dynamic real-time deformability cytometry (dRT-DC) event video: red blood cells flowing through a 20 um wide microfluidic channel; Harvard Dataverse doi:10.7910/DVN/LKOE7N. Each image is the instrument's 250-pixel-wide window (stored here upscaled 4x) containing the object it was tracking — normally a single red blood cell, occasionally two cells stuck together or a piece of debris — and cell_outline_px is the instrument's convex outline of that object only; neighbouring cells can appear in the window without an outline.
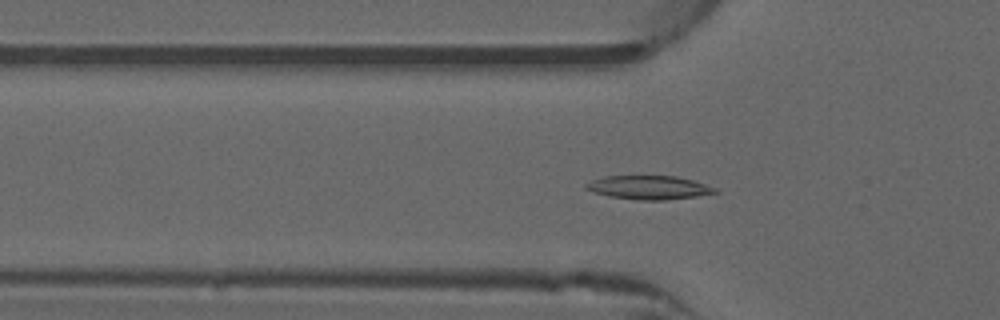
{"species": "common noctule bat (a hibernating species)", "species_latin": "Nyctalus noctula", "temperature_condition": "warm", "stored_images_in_passage": 52, "camera_frame_rate_fps": 3000, "um_per_image_px": 0.085, "animal": {"sex": "male", "forearm_length_mm": 52.5}, "frame": {"image": 1, "passage_image": 17, "time_ms": 5.333, "image_size_px": [1000, 320], "cell_outline_px": [[720, 192], [696, 196], [664, 200], [636, 200], [608, 196], [592, 192], [584, 188], [584, 184], [592, 180], [604, 176], [676, 176], [692, 180], [716, 188]], "centroid_in_image_um": [55.11, 15.94], "position_along_channel_um": 70.7, "area_um2": 17.86}}
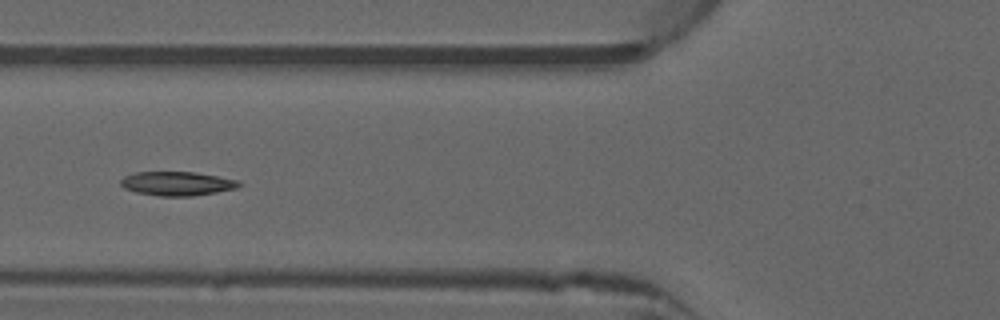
{"frame": {"image": 2, "passage_image": 20, "time_ms": 6.333, "image_size_px": [1000, 320], "cell_outline_px": [[244, 184], [236, 188], [216, 192], [192, 196], [160, 196], [136, 192], [124, 188], [120, 184], [120, 180], [124, 176], [136, 172], [196, 172], [236, 180]], "centroid_in_image_um": [15.03, 15.6], "position_along_channel_um": 110.8, "area_um2": 16.47}}
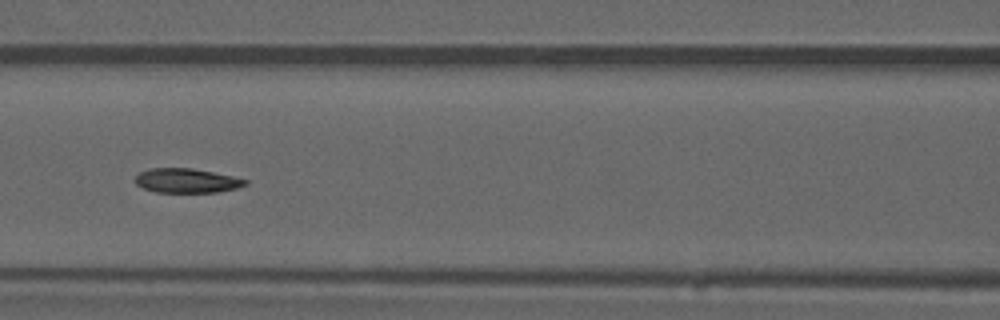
{"frame": {"image": 3, "passage_image": 23, "time_ms": 7.333, "image_size_px": [1000, 320], "cell_outline_px": [[248, 184], [236, 188], [216, 192], [156, 192], [144, 188], [136, 184], [136, 176], [140, 172], [152, 168], [192, 168], [232, 176], [248, 180]], "centroid_in_image_um": [15.88, 15.35], "position_along_channel_um": 150.7, "area_um2": 15.43}, "authors_computed_cell_mechanics": {"area_um2": 16.5308, "velocity_mm_per_s": 3.9817, "shape_relaxation_time_tau1_ms": null, "shape_relaxation_time_tau2_ms": 2.627, "deformation_change_tau1": null, "deformation_change_tau2": 0.0709}}